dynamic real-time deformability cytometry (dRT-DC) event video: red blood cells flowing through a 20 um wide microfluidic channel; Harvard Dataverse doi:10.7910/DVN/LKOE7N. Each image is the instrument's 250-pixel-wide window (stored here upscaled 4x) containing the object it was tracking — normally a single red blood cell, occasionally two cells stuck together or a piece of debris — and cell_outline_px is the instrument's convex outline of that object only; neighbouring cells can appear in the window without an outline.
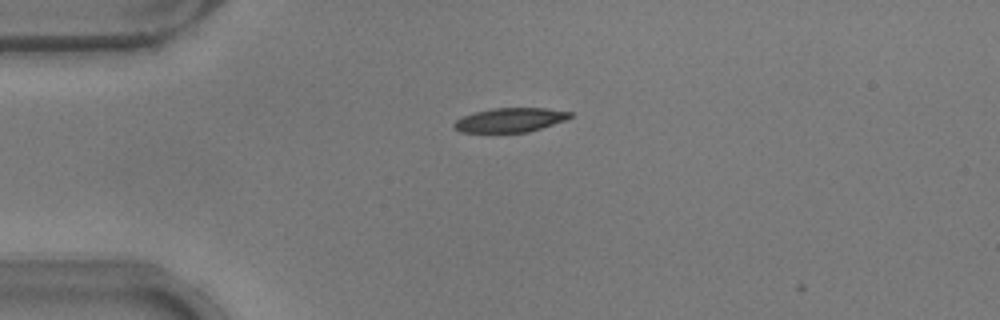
{"species": "common noctule bat (a hibernating species)", "species_latin": "Nyctalus noctula", "temperature_condition": "warm", "stored_images_in_passage": 2, "camera_frame_rate_fps": 3000, "um_per_image_px": 0.085, "animal": {"sex": "male", "body_mass_g": 17.9}, "frame": {"image": 1, "passage_image": 1, "time_ms": 0.0, "image_size_px": [1000, 320], "cell_outline_px": [[572, 116], [564, 120], [528, 132], [460, 132], [452, 128], [452, 124], [456, 120], [464, 116], [476, 112], [492, 108], [544, 108], [572, 112]], "centroid_in_image_um": [43.32, 10.2], "position_along_channel_um": 41.7, "area_um2": 16.18}}